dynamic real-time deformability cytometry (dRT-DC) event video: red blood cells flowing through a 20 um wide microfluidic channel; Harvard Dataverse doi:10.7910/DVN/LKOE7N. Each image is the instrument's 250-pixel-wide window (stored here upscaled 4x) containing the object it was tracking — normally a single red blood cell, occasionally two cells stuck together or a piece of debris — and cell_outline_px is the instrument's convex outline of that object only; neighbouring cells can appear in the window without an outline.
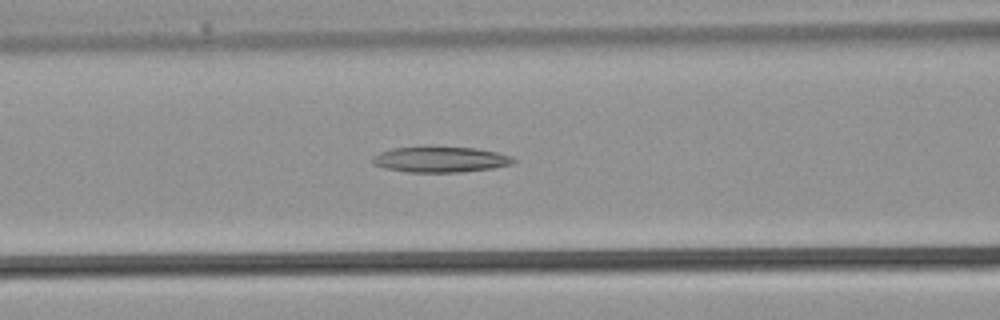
{"species": "common noctule bat (a hibernating species)", "species_latin": "Nyctalus noctula", "temperature_condition": "warm", "stored_images_in_passage": 35, "camera_frame_rate_fps": 3000, "um_per_image_px": 0.085, "animal": {"sex": "male", "body_mass_g": 21.5, "forearm_length_mm": 52.0}, "frame": {"image": 1, "passage_image": 14, "time_ms": 4.333, "image_size_px": [1000, 320], "cell_outline_px": [[516, 160], [512, 164], [492, 168], [460, 172], [408, 172], [384, 168], [372, 164], [372, 156], [380, 152], [392, 148], [424, 144], [428, 144], [476, 148], [496, 152], [512, 156]], "centroid_in_image_um": [37.38, 13.51], "position_along_channel_um": 129.2, "area_um2": 21.96}}
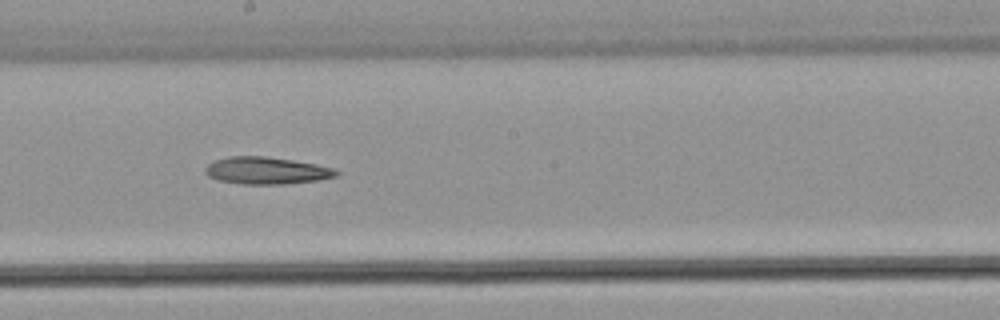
{"frame": {"image": 2, "passage_image": 19, "time_ms": 6.0, "image_size_px": [1000, 320], "cell_outline_px": [[340, 172], [336, 176], [320, 180], [284, 184], [244, 184], [220, 180], [208, 176], [204, 172], [204, 168], [208, 164], [216, 160], [228, 156], [264, 156], [292, 160], [316, 164], [332, 168]], "centroid_in_image_um": [22.65, 14.5], "position_along_channel_um": 225.6, "area_um2": 20.63}}
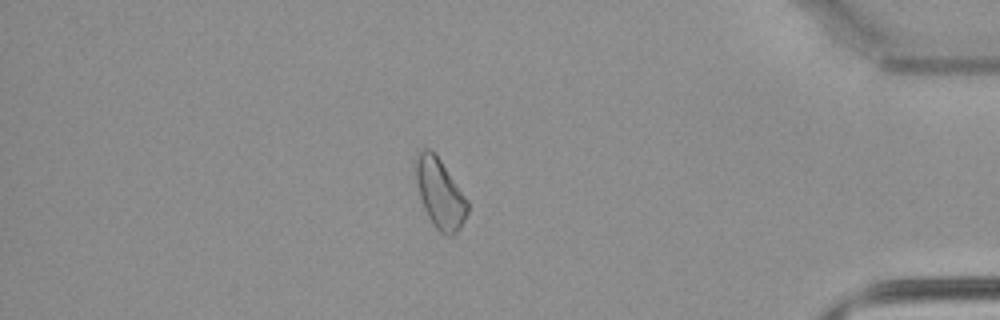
{"frame": {"image": 3, "passage_image": 30, "time_ms": 9.667, "image_size_px": [1000, 320], "cell_outline_px": [[468, 212], [456, 236], [448, 236], [440, 232], [432, 224], [424, 208], [420, 196], [416, 176], [416, 152], [420, 148], [428, 148], [440, 160], [468, 200]], "centroid_in_image_um": [37.4, 16.48], "position_along_channel_um": 397.8, "area_um2": 20.81}}